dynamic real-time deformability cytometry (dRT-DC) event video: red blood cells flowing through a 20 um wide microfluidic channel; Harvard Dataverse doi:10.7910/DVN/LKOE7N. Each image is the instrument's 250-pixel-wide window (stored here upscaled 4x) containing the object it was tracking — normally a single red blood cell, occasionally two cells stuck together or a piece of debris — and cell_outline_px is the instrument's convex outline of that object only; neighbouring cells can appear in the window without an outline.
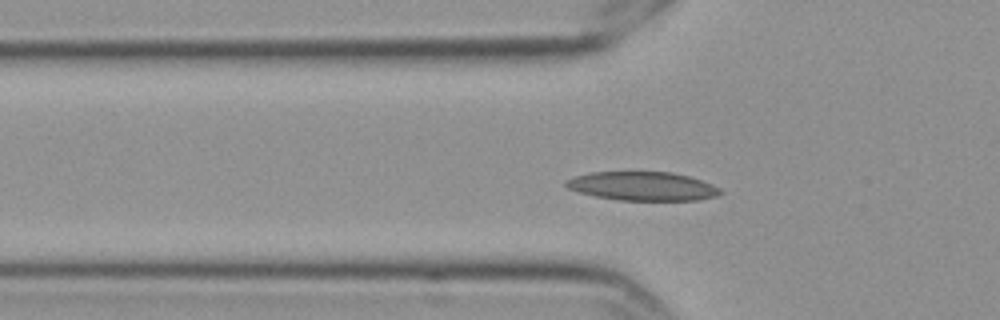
{"species": "Egyptian fruit bat (a non-hibernating species)", "species_latin": "Rousettus aegyptiacus", "temperature_condition": "cold", "stored_images_in_passage": 40, "camera_frame_rate_fps": 3000, "um_per_image_px": 0.085, "frame": {"image": 1, "passage_image": 2, "time_ms": 0.333, "image_size_px": [1000, 320], "cell_outline_px": [[724, 192], [716, 196], [696, 200], [620, 200], [596, 196], [580, 192], [568, 188], [564, 184], [564, 180], [588, 172], [672, 172], [688, 176], [712, 184], [720, 188]], "centroid_in_image_um": [54.61, 15.82], "position_along_channel_um": 71.2, "area_um2": 25.78}}
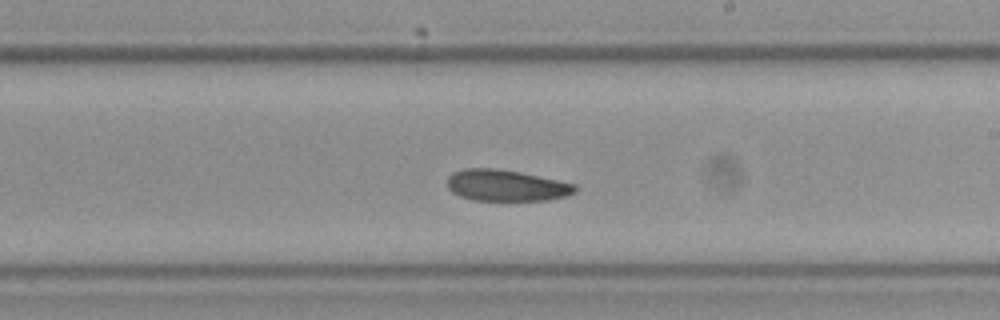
{"frame": {"image": 2, "passage_image": 17, "time_ms": 5.333, "image_size_px": [1000, 320], "cell_outline_px": [[576, 192], [568, 196], [548, 200], [472, 200], [460, 196], [452, 192], [448, 188], [448, 176], [452, 172], [464, 168], [496, 168], [520, 172], [576, 184]], "centroid_in_image_um": [43.02, 15.76], "position_along_channel_um": 246.0, "area_um2": 23.41}}
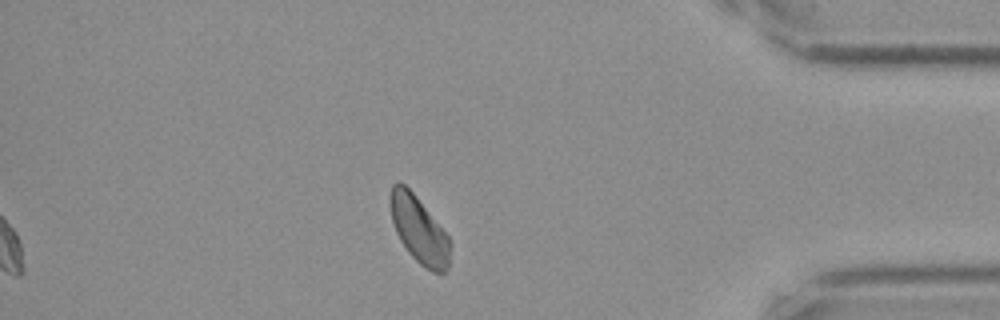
{"frame": {"image": 3, "passage_image": 33, "time_ms": 10.667, "image_size_px": [1000, 320], "cell_outline_px": [[448, 268], [444, 272], [432, 272], [424, 268], [408, 252], [400, 240], [396, 232], [392, 220], [392, 184], [396, 180], [400, 180], [416, 196], [448, 236]], "centroid_in_image_um": [35.6, 19.54], "position_along_channel_um": 399.6, "area_um2": 22.48}, "authors_computed_cell_mechanics": {"area_um2": 24.2182, "velocity_mm_per_s": 3.4907, "shape_relaxation_time_tau1_ms": null, "shape_relaxation_time_tau2_ms": 6.8, "deformation_change_tau1": null, "deformation_change_tau2": 0.1245}}